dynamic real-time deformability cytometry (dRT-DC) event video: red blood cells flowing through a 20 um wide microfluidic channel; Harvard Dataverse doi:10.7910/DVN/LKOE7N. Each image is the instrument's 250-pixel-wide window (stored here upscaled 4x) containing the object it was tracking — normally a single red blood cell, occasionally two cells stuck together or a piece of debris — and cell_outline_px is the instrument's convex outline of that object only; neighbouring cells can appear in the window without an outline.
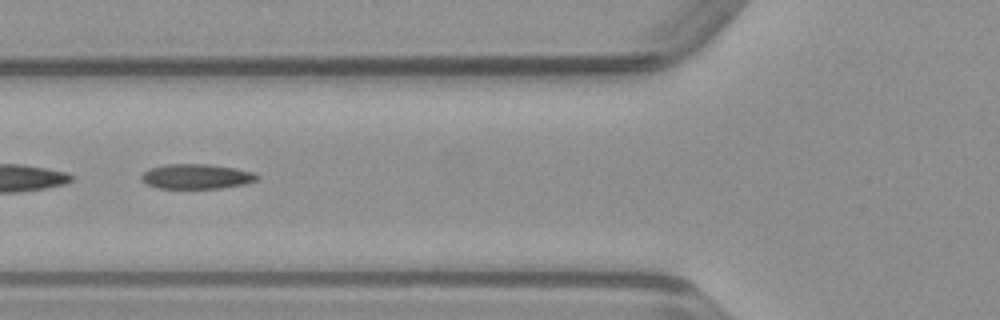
{"species": "common noctule bat (a hibernating species)", "species_latin": "Nyctalus noctula", "temperature_condition": "warm", "stored_images_in_passage": 19, "camera_frame_rate_fps": 3000, "um_per_image_px": 0.085, "animal": {"sex": "male", "body_mass_g": 23.1, "forearm_length_mm": 52.7}, "frame": {"image": 1, "passage_image": 11, "time_ms": 3.333, "image_size_px": [1000, 320], "cell_outline_px": [[260, 176], [256, 180], [244, 184], [220, 188], [160, 188], [148, 184], [140, 180], [140, 176], [144, 172], [152, 168], [164, 164], [212, 164], [236, 168], [252, 172]], "centroid_in_image_um": [16.7, 14.99], "position_along_channel_um": 109.1, "area_um2": 16.7}}
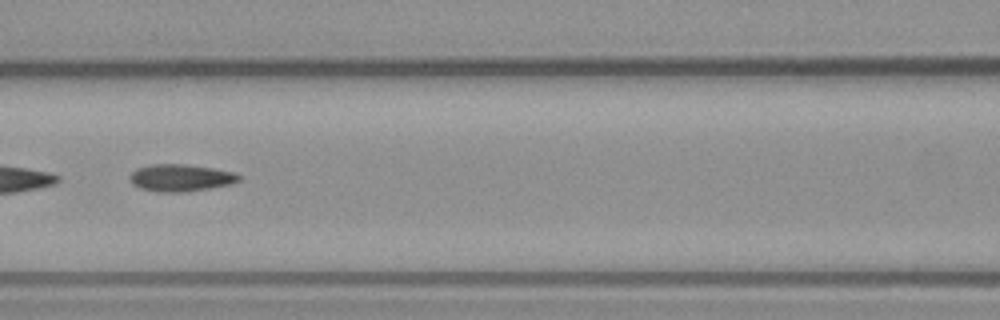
{"frame": {"image": 2, "passage_image": 14, "time_ms": 4.333, "image_size_px": [1000, 320], "cell_outline_px": [[240, 180], [232, 184], [208, 188], [180, 192], [160, 192], [140, 188], [132, 184], [128, 176], [136, 168], [148, 164], [184, 164], [212, 168], [236, 172], [240, 176]], "centroid_in_image_um": [15.33, 15.1], "position_along_channel_um": 151.3, "area_um2": 17.28}}